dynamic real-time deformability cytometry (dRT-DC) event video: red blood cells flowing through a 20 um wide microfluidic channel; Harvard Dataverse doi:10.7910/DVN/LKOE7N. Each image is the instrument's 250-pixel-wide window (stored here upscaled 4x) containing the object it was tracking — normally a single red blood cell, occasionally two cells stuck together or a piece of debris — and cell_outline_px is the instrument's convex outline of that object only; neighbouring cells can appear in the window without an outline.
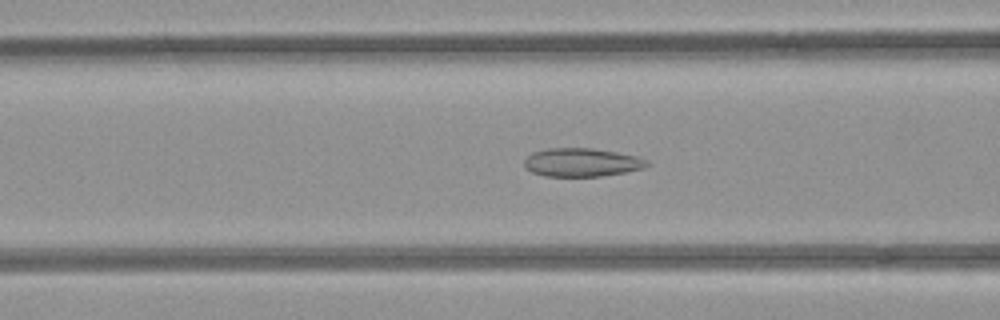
{"species": "common noctule bat (a hibernating species)", "species_latin": "Nyctalus noctula", "temperature_condition": "room temperature", "stored_images_in_passage": 36, "camera_frame_rate_fps": 3000, "um_per_image_px": 0.085, "animal": {"sex": "female", "body_mass_g": 21.9}, "frame": {"image": 1, "passage_image": 4, "time_ms": 1.0, "image_size_px": [1000, 320], "cell_outline_px": [[648, 164], [644, 168], [624, 172], [600, 176], [544, 176], [532, 172], [524, 168], [524, 160], [532, 152], [548, 148], [592, 148], [616, 152], [636, 156], [648, 160]], "centroid_in_image_um": [49.41, 13.8], "position_along_channel_um": 117.2, "area_um2": 20.29}}
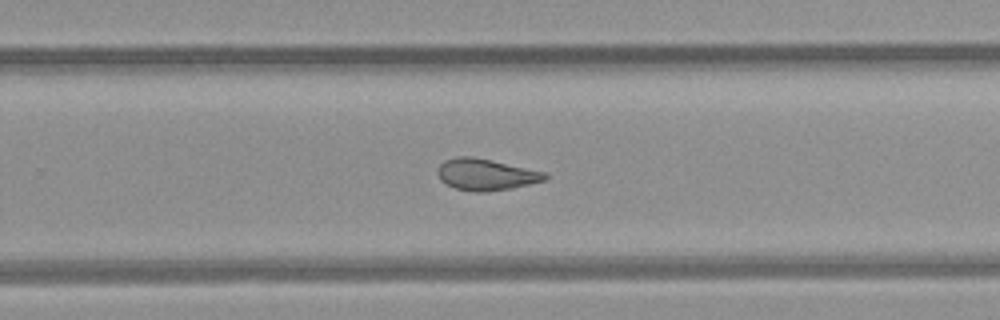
{"frame": {"image": 2, "passage_image": 17, "time_ms": 5.333, "image_size_px": [1000, 320], "cell_outline_px": [[548, 176], [544, 180], [512, 188], [480, 192], [472, 192], [456, 188], [444, 184], [440, 180], [436, 172], [440, 164], [444, 160], [456, 156], [468, 156], [492, 160], [548, 172]], "centroid_in_image_um": [41.28, 14.83], "position_along_channel_um": 288.5, "area_um2": 19.83}}
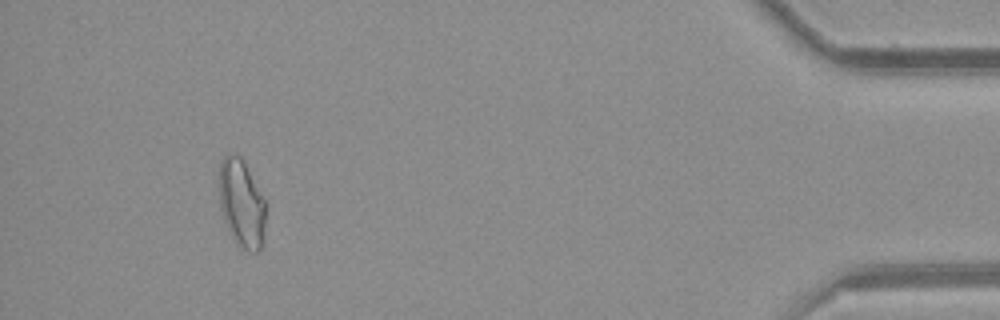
{"frame": {"image": 3, "passage_image": 32, "time_ms": 10.333, "image_size_px": [1000, 320], "cell_outline_px": [[264, 228], [260, 248], [256, 252], [248, 252], [240, 248], [236, 244], [228, 232], [220, 208], [220, 160], [224, 156], [240, 156], [264, 200]], "centroid_in_image_um": [20.5, 17.37], "position_along_channel_um": 414.7, "area_um2": 23.24}}